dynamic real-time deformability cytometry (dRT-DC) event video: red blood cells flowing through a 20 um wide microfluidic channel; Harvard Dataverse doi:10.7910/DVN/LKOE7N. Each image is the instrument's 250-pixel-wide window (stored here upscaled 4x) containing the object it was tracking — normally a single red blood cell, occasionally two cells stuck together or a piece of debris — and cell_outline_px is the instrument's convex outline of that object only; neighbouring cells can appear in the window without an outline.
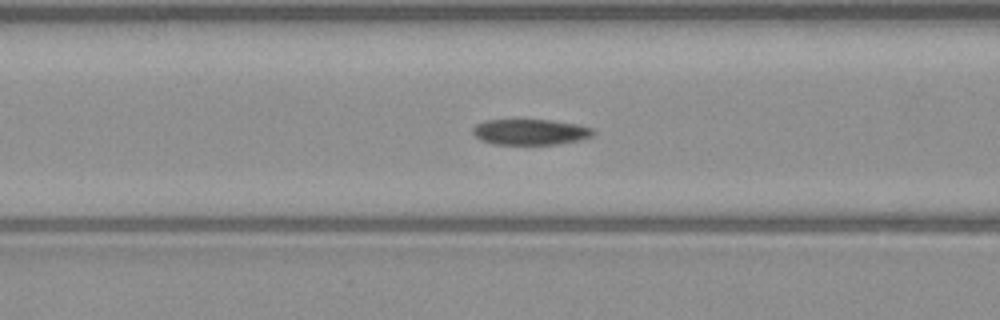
{"species": "common noctule bat (a hibernating species)", "species_latin": "Nyctalus noctula", "temperature_condition": "warm", "stored_images_in_passage": 44, "camera_frame_rate_fps": 3000, "um_per_image_px": 0.085, "animal": {"sex": "male", "body_mass_g": 23.1, "forearm_length_mm": 52.7}, "frame": {"image": 1, "passage_image": 12, "time_ms": 3.667, "image_size_px": [1000, 320], "cell_outline_px": [[596, 132], [592, 136], [576, 140], [556, 144], [492, 144], [480, 140], [472, 132], [472, 128], [476, 124], [488, 120], [548, 120], [576, 124], [592, 128]], "centroid_in_image_um": [45.04, 11.22], "position_along_channel_um": 121.6, "area_um2": 17.86}}
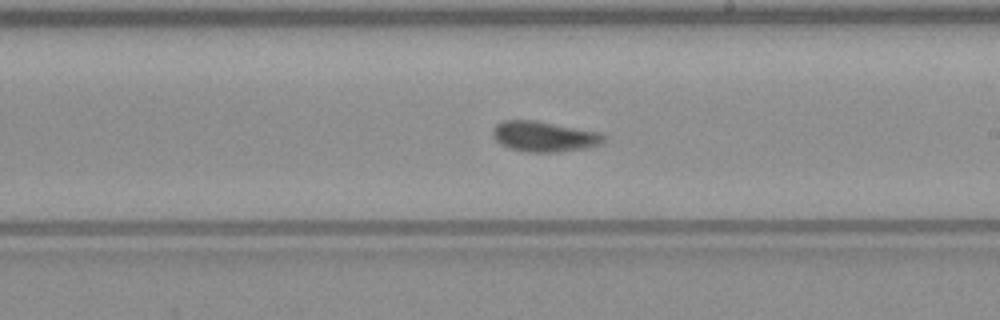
{"frame": {"image": 2, "passage_image": 21, "time_ms": 6.667, "image_size_px": [1000, 320], "cell_outline_px": [[608, 140], [604, 144], [588, 148], [560, 152], [524, 152], [500, 144], [492, 136], [492, 128], [496, 124], [504, 120], [536, 120], [600, 132], [608, 136]], "centroid_in_image_um": [46.32, 11.6], "position_along_channel_um": 242.7, "area_um2": 20.17}}
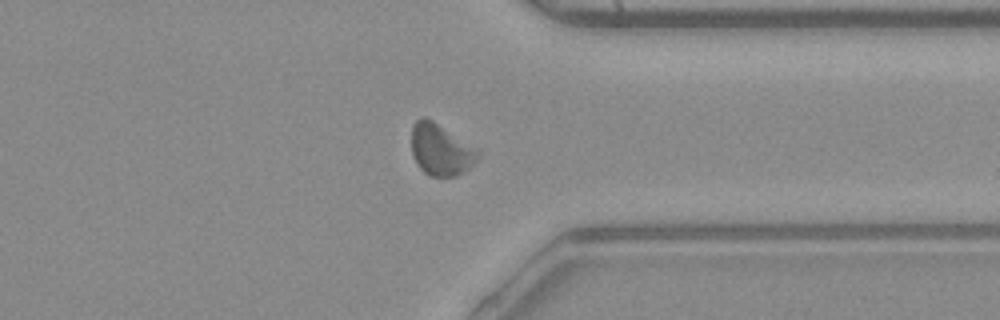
{"frame": {"image": 3, "passage_image": 31, "time_ms": 10.0, "image_size_px": [1000, 320], "cell_outline_px": [[480, 156], [464, 172], [456, 176], [432, 176], [424, 172], [416, 164], [412, 152], [412, 124], [416, 120], [424, 116], [432, 120], [480, 152]], "centroid_in_image_um": [37.42, 12.73], "position_along_channel_um": 374.0, "area_um2": 19.54}, "authors_computed_cell_mechanics": {"area_um2": 19.4208, "velocity_mm_per_s": 4.0503, "shape_relaxation_time_tau1_ms": null, "shape_relaxation_time_tau2_ms": 2.0628, "deformation_change_tau1": null, "deformation_change_tau2": 0.076}}